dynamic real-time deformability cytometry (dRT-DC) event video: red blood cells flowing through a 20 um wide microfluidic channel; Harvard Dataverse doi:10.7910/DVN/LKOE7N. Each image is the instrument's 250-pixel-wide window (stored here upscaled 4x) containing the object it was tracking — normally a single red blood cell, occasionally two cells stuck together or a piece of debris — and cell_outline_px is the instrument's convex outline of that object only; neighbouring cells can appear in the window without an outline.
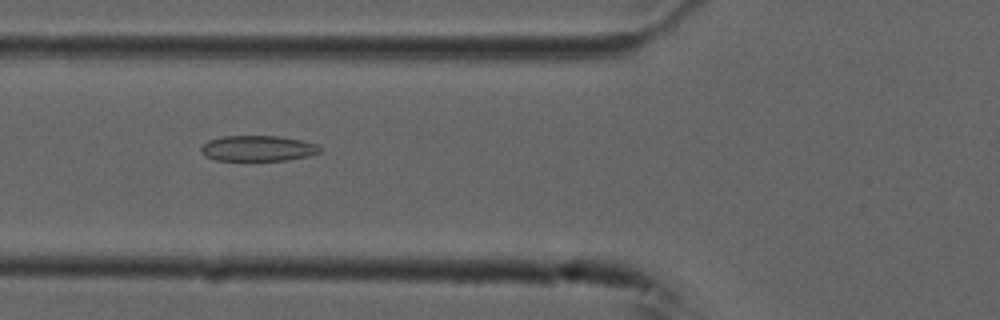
{"species": "common noctule bat (a hibernating species)", "species_latin": "Nyctalus noctula", "temperature_condition": "cold", "stored_images_in_passage": 47, "camera_frame_rate_fps": 3000, "um_per_image_px": 0.085, "animal": {"sex": "male", "forearm_length_mm": 52.5}, "frame": {"image": 1, "passage_image": 13, "time_ms": 4.0, "image_size_px": [1000, 320], "cell_outline_px": [[320, 152], [308, 156], [288, 160], [216, 160], [204, 156], [200, 148], [208, 140], [224, 136], [280, 136], [300, 140], [316, 144], [320, 148]], "centroid_in_image_um": [21.9, 12.61], "position_along_channel_um": 103.9, "area_um2": 17.63}}
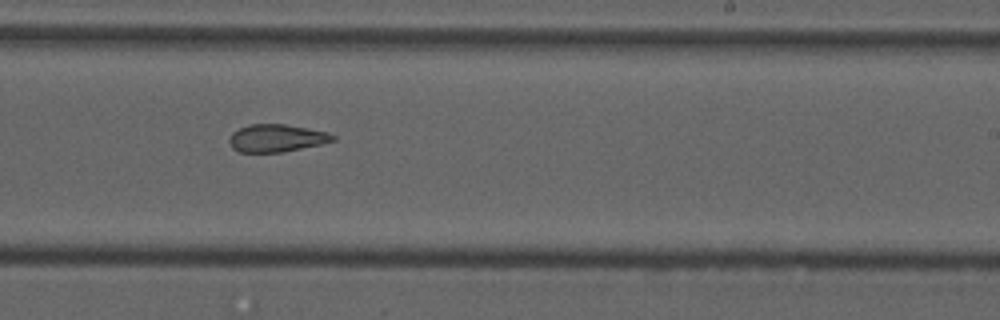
{"frame": {"image": 2, "passage_image": 26, "time_ms": 8.333, "image_size_px": [1000, 320], "cell_outline_px": [[336, 140], [320, 144], [284, 152], [240, 152], [232, 148], [228, 140], [232, 132], [248, 124], [284, 124], [328, 132], [336, 136]], "centroid_in_image_um": [23.49, 11.74], "position_along_channel_um": 265.5, "area_um2": 16.65}}
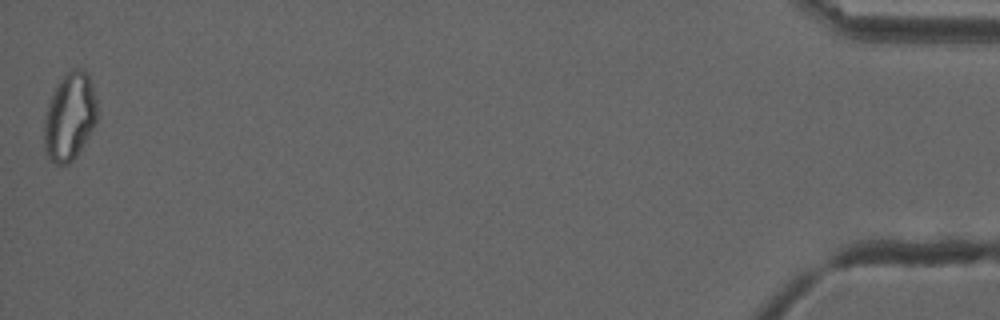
{"frame": {"image": 3, "passage_image": 47, "time_ms": 15.333, "image_size_px": [1000, 320], "cell_outline_px": [[96, 124], [72, 160], [68, 164], [56, 164], [48, 156], [44, 148], [44, 120], [48, 104], [60, 80], [72, 68], [84, 68], [88, 72], [96, 100]], "centroid_in_image_um": [5.92, 9.89], "position_along_channel_um": 429.3, "area_um2": 26.65}, "authors_computed_cell_mechanics": {"area_um2": 20.1144, "velocity_mm_per_s": 3.7378, "shape_relaxation_time_tau1_ms": null, "shape_relaxation_time_tau2_ms": 2.4118, "deformation_change_tau1": null, "deformation_change_tau2": 0.084}}